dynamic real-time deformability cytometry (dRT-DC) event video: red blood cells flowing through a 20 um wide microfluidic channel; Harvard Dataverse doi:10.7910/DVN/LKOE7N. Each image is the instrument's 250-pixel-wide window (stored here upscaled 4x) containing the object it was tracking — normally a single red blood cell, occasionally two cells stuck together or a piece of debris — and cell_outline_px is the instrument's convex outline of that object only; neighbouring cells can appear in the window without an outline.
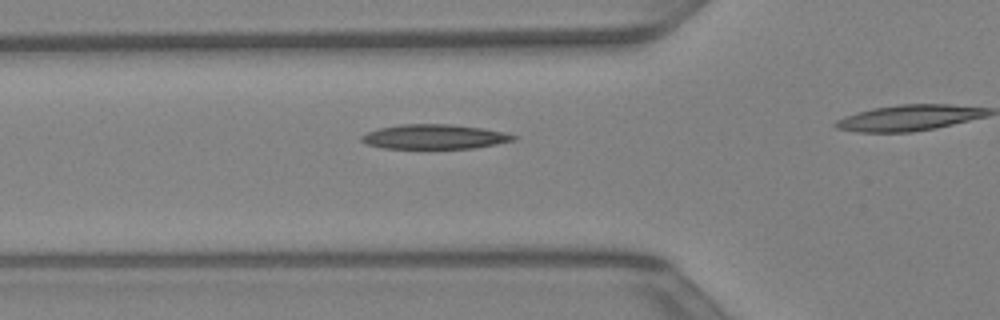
{"species": "Egyptian fruit bat (a non-hibernating species)", "species_latin": "Rousettus aegyptiacus", "temperature_condition": "warm", "stored_images_in_passage": 6, "camera_frame_rate_fps": 3000, "um_per_image_px": 0.085, "animal": {"sex": "female"}, "frame": {"image": 1, "passage_image": 2, "time_ms": 0.333, "image_size_px": [1000, 320], "cell_outline_px": [[520, 136], [516, 140], [496, 144], [472, 148], [384, 148], [368, 144], [360, 140], [360, 136], [368, 132], [380, 128], [400, 124], [452, 124], [480, 128], [504, 132]], "centroid_in_image_um": [36.96, 11.62], "position_along_channel_um": 88.8, "area_um2": 21.68}}
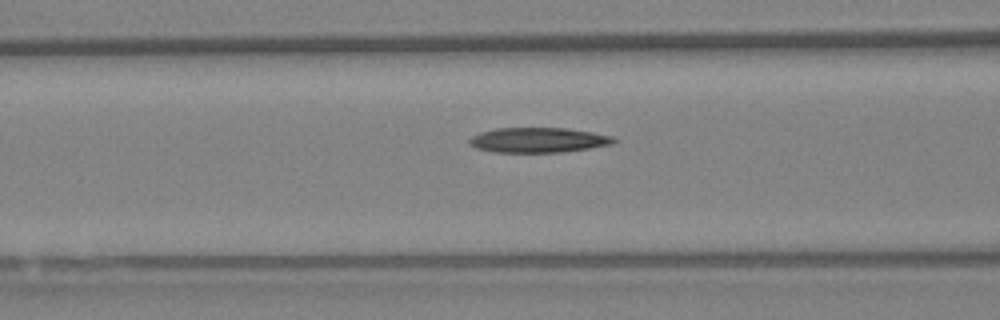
{"frame": {"image": 2, "passage_image": 4, "time_ms": 1.0, "image_size_px": [1000, 320], "cell_outline_px": [[616, 140], [612, 144], [588, 148], [560, 152], [496, 152], [476, 148], [468, 144], [468, 140], [472, 136], [480, 132], [496, 128], [568, 128], [592, 132], [612, 136]], "centroid_in_image_um": [45.72, 11.9], "position_along_channel_um": 120.9, "area_um2": 20.92}}